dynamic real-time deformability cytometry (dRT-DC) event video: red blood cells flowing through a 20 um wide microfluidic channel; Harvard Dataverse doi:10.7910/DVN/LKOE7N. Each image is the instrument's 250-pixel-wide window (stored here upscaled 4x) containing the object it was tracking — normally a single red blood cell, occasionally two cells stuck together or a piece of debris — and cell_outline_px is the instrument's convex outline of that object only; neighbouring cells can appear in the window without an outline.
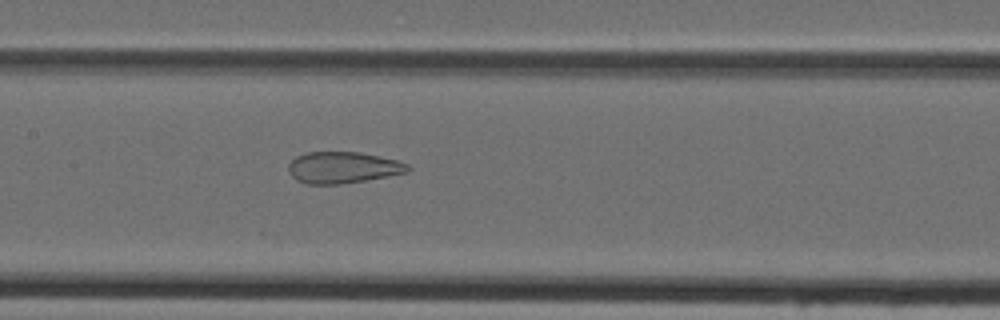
{"species": "Egyptian fruit bat (a non-hibernating species)", "species_latin": "Rousettus aegyptiacus", "temperature_condition": "cold", "stored_images_in_passage": 32, "camera_frame_rate_fps": 3000, "um_per_image_px": 0.085, "animal": {"sex": "female"}, "frame": {"image": 1, "passage_image": 10, "time_ms": 3.0, "image_size_px": [1000, 320], "cell_outline_px": [[412, 168], [408, 172], [388, 176], [340, 184], [308, 184], [296, 180], [288, 172], [288, 164], [296, 156], [308, 152], [360, 152], [396, 160], [408, 164]], "centroid_in_image_um": [29.13, 14.24], "position_along_channel_um": 178.3, "area_um2": 21.85}}
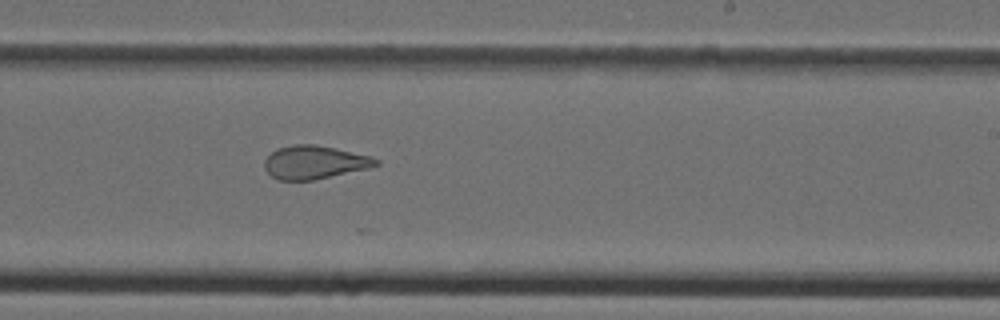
{"frame": {"image": 2, "passage_image": 16, "time_ms": 5.0, "image_size_px": [1000, 320], "cell_outline_px": [[380, 164], [368, 168], [312, 180], [280, 180], [272, 176], [264, 168], [264, 160], [276, 148], [292, 144], [316, 144], [372, 156], [380, 160]], "centroid_in_image_um": [26.73, 13.78], "position_along_channel_um": 262.3, "area_um2": 21.62}}
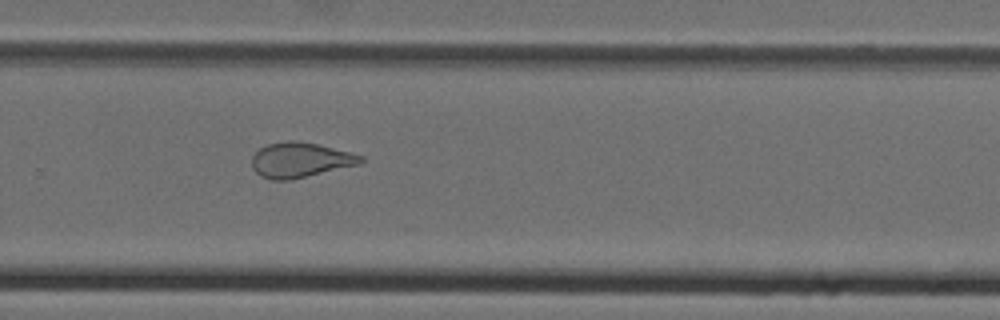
{"frame": {"image": 3, "passage_image": 19, "time_ms": 6.0, "image_size_px": [1000, 320], "cell_outline_px": [[364, 160], [360, 164], [292, 180], [272, 180], [260, 176], [252, 168], [252, 156], [260, 148], [268, 144], [292, 140], [296, 140], [316, 144], [364, 156]], "centroid_in_image_um": [25.5, 13.61], "position_along_channel_um": 304.3, "area_um2": 22.14}}